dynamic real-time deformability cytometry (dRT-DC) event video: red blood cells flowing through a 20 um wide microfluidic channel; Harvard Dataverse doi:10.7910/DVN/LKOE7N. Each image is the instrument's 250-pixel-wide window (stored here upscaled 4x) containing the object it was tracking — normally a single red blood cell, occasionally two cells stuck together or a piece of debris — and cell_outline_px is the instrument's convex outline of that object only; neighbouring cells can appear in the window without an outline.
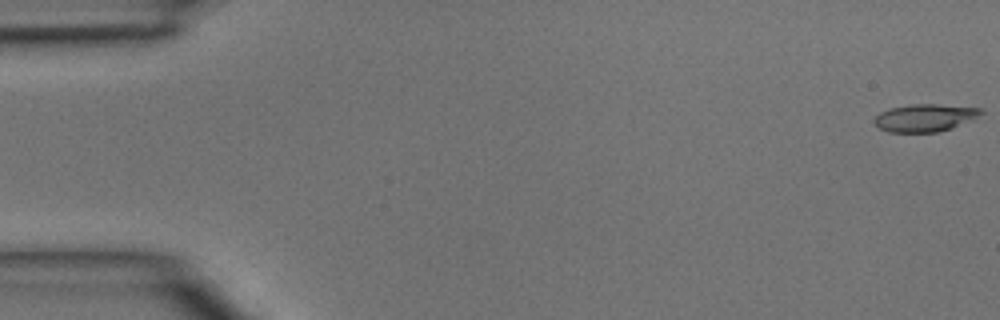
{"species": "common noctule bat (a hibernating species)", "species_latin": "Nyctalus noctula", "temperature_condition": "room temperature", "stored_images_in_passage": 44, "camera_frame_rate_fps": 3000, "um_per_image_px": 0.085, "animal": {"sex": "male", "body_mass_g": 15.6}, "frame": {"image": 1, "passage_image": 1, "time_ms": 0.0, "image_size_px": [1000, 320], "cell_outline_px": [[984, 112], [952, 128], [940, 132], [888, 132], [880, 128], [872, 120], [880, 112], [888, 108], [912, 104], [936, 104], [980, 108]], "centroid_in_image_um": [78.55, 10.01], "position_along_channel_um": 6.4, "area_um2": 16.94}}
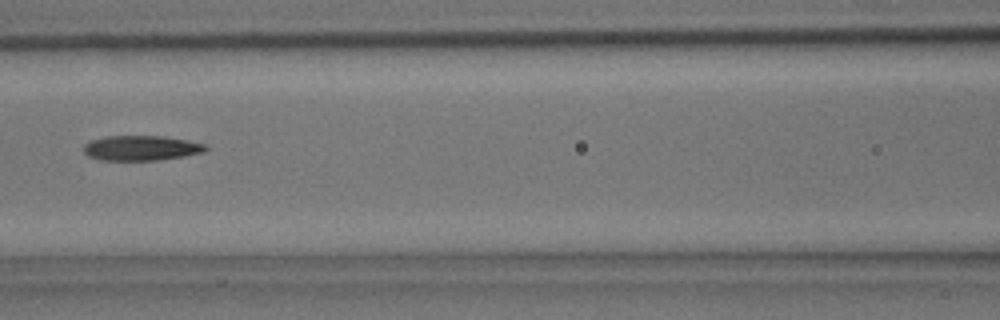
{"frame": {"image": 2, "passage_image": 20, "time_ms": 6.333, "image_size_px": [1000, 320], "cell_outline_px": [[208, 148], [204, 152], [184, 156], [156, 160], [100, 160], [88, 156], [84, 152], [84, 144], [92, 140], [108, 136], [164, 136], [208, 144]], "centroid_in_image_um": [12.02, 12.58], "position_along_channel_um": 154.6, "area_um2": 17.74}}
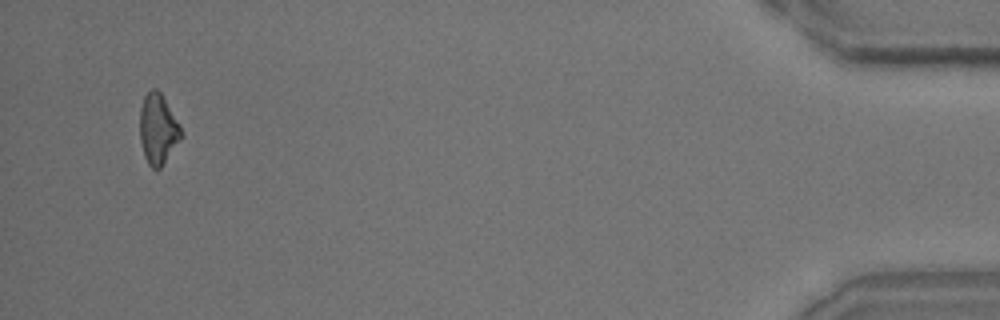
{"frame": {"image": 3, "passage_image": 43, "time_ms": 14.0, "image_size_px": [1000, 320], "cell_outline_px": [[180, 140], [160, 168], [152, 168], [148, 164], [144, 156], [140, 140], [140, 108], [144, 96], [152, 88], [156, 88], [160, 92], [180, 124]], "centroid_in_image_um": [13.4, 10.96], "position_along_channel_um": 421.8, "area_um2": 16.65}}